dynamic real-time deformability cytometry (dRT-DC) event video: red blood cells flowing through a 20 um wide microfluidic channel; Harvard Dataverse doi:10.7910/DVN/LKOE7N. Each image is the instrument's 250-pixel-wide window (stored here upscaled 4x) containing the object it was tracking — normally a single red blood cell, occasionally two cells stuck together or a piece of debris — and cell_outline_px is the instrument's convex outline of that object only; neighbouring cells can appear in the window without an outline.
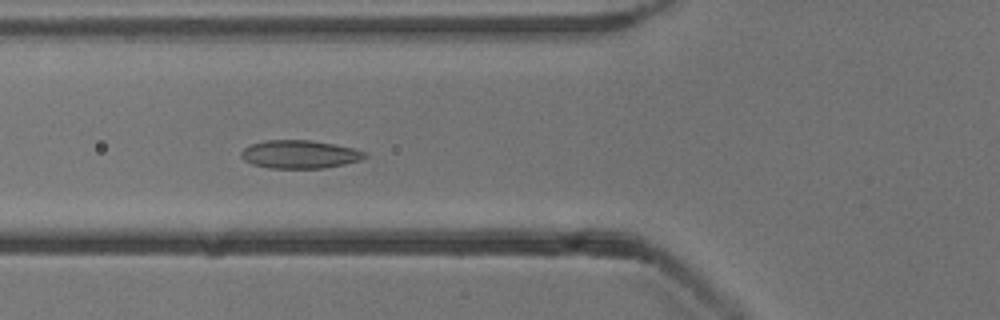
{"species": "common noctule bat (a hibernating species)", "species_latin": "Nyctalus noctula", "temperature_condition": "cold", "stored_images_in_passage": 38, "camera_frame_rate_fps": 3000, "um_per_image_px": 0.085, "animal": {"sex": "male", "body_mass_g": 13.3}, "frame": {"image": 1, "passage_image": 6, "time_ms": 1.667, "image_size_px": [1000, 320], "cell_outline_px": [[368, 156], [360, 160], [344, 164], [324, 168], [268, 168], [252, 164], [244, 160], [240, 156], [240, 152], [244, 148], [252, 144], [268, 140], [312, 140], [352, 148], [364, 152]], "centroid_in_image_um": [25.44, 13.12], "position_along_channel_um": 100.4, "area_um2": 20.17}}
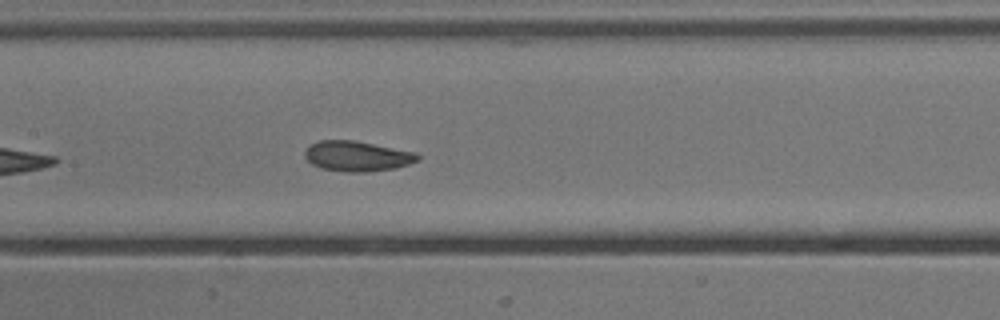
{"frame": {"image": 2, "passage_image": 12, "time_ms": 3.667, "image_size_px": [1000, 320], "cell_outline_px": [[420, 160], [396, 168], [368, 172], [344, 172], [320, 168], [312, 164], [304, 156], [304, 152], [308, 144], [320, 140], [356, 140], [416, 152], [420, 156]], "centroid_in_image_um": [30.35, 13.27], "position_along_channel_um": 177.1, "area_um2": 20.23}, "authors_computed_cell_mechanics": {"area_um2": 21.7328, "velocity_mm_per_s": 3.8213, "shape_relaxation_time_tau1_ms": 2.9312, "shape_relaxation_time_tau2_ms": 3.7716, "deformation_change_tau1": 0.05, "deformation_change_tau2": 0.1182}}